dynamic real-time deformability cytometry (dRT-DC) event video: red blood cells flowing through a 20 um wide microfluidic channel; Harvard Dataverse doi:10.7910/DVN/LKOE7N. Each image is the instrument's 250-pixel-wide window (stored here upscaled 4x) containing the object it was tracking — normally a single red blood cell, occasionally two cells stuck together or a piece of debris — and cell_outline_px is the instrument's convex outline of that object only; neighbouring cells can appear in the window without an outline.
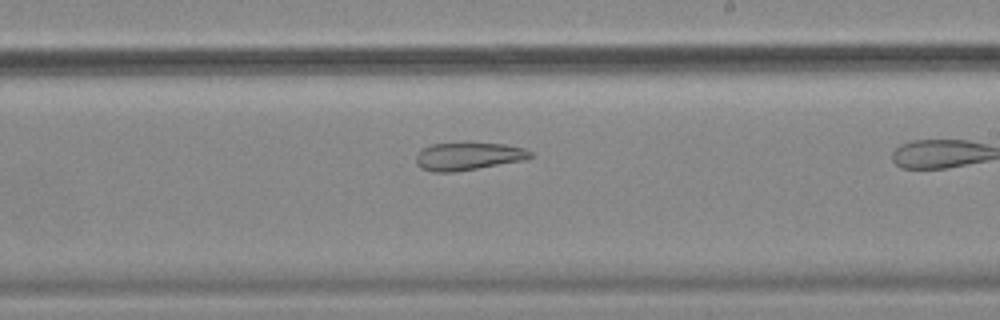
{"species": "common noctule bat (a hibernating species)", "species_latin": "Nyctalus noctula", "temperature_condition": "cold", "stored_images_in_passage": 35, "camera_frame_rate_fps": 3000, "um_per_image_px": 0.085, "animal": {"sex": "female", "body_mass_g": 18.4}, "frame": {"image": 1, "passage_image": 30, "time_ms": 9.667, "image_size_px": [1000, 320], "cell_outline_px": [[532, 156], [524, 160], [456, 172], [432, 172], [420, 168], [416, 164], [416, 156], [424, 148], [432, 144], [504, 144], [524, 148], [532, 152]], "centroid_in_image_um": [39.79, 13.31], "position_along_channel_um": 249.2, "area_um2": 18.15}}